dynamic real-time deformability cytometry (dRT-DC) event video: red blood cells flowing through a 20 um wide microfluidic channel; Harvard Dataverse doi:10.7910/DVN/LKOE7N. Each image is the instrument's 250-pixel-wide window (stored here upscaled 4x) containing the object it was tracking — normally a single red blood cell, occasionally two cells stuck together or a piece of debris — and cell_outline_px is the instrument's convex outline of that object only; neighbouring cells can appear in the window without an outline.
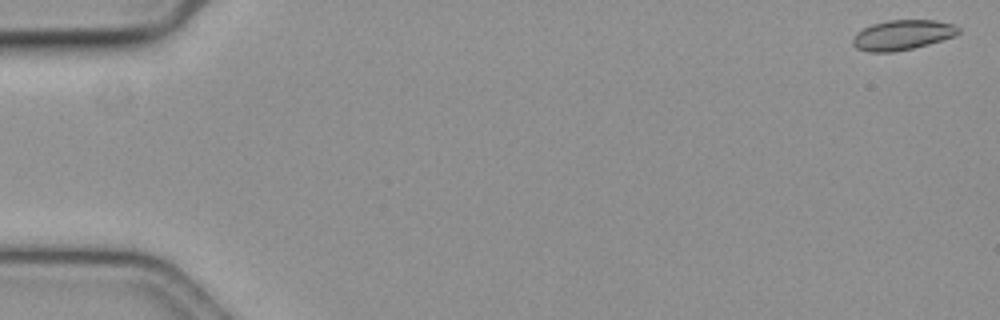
{"species": "common noctule bat (a hibernating species)", "species_latin": "Nyctalus noctula", "temperature_condition": "cold", "stored_images_in_passage": 10, "camera_frame_rate_fps": 3000, "um_per_image_px": 0.085, "animal": {"sex": "female", "body_mass_g": 19.3, "forearm_length_mm": 54.1}, "frame": {"image": 1, "passage_image": 1, "time_ms": 0.0, "image_size_px": [1000, 320], "cell_outline_px": [[960, 32], [956, 36], [928, 44], [912, 48], [892, 52], [868, 52], [856, 48], [852, 44], [852, 40], [856, 32], [872, 24], [888, 20], [936, 20], [956, 24], [960, 28]], "centroid_in_image_um": [76.73, 2.96], "position_along_channel_um": 8.3, "area_um2": 18.61}}